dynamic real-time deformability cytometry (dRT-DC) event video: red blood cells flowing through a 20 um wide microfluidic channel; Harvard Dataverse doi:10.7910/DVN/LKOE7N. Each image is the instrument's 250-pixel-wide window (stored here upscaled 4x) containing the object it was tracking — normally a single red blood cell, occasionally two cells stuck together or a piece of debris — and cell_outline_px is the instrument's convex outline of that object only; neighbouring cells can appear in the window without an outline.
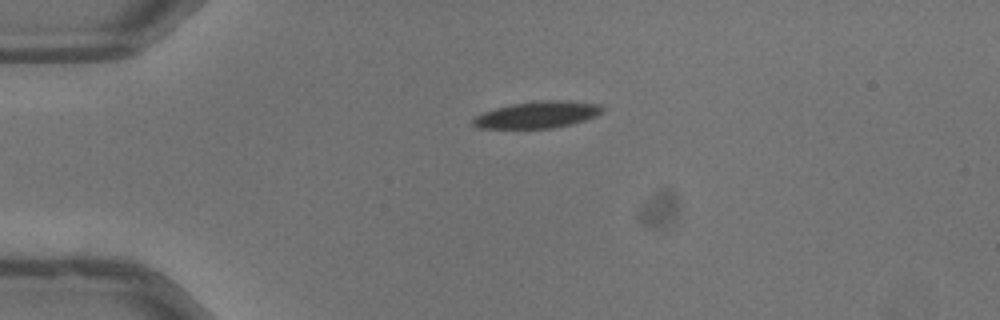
{"species": "common noctule bat (a hibernating species)", "species_latin": "Nyctalus noctula", "temperature_condition": "warm", "stored_images_in_passage": 41, "camera_frame_rate_fps": 3000, "um_per_image_px": 0.085, "animal": {"sex": "male", "body_mass_g": 13.3}, "frame": {"image": 1, "passage_image": 1, "time_ms": 0.0, "image_size_px": [1000, 320], "cell_outline_px": [[604, 108], [596, 116], [572, 124], [552, 128], [476, 128], [472, 124], [472, 120], [476, 116], [484, 112], [496, 108], [512, 104], [544, 100], [568, 100], [600, 104]], "centroid_in_image_um": [45.69, 9.75], "position_along_channel_um": 39.3, "area_um2": 20.06}}
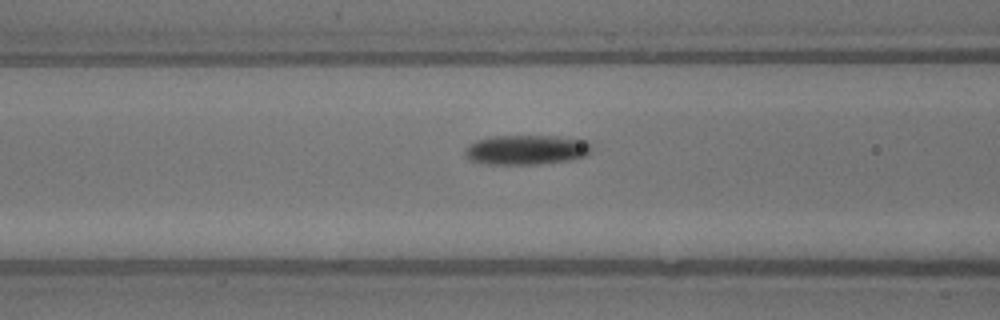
{"frame": {"image": 2, "passage_image": 10, "time_ms": 3.0, "image_size_px": [1000, 320], "cell_outline_px": [[592, 148], [588, 156], [572, 160], [540, 164], [488, 164], [468, 160], [464, 152], [468, 144], [476, 140], [492, 136], [556, 136], [584, 140], [592, 144]], "centroid_in_image_um": [44.76, 12.74], "position_along_channel_um": 121.8, "area_um2": 22.2}}
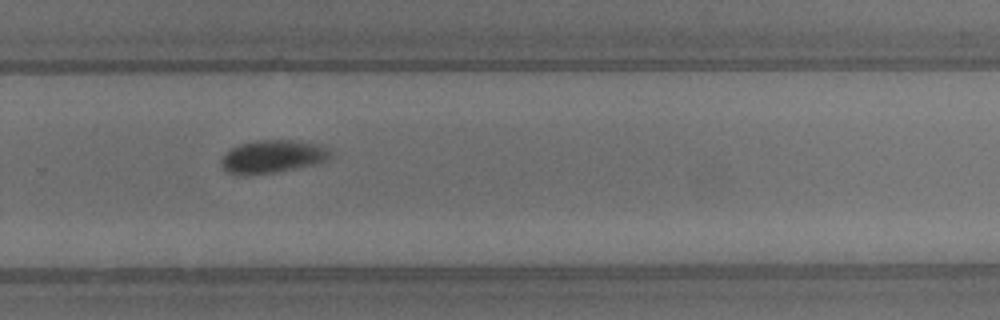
{"frame": {"image": 3, "passage_image": 24, "time_ms": 7.667, "image_size_px": [1000, 320], "cell_outline_px": [[332, 156], [328, 160], [316, 164], [276, 172], [248, 176], [236, 176], [220, 168], [220, 160], [232, 148], [240, 144], [256, 140], [292, 140], [316, 144], [328, 148], [332, 152]], "centroid_in_image_um": [23.14, 13.33], "position_along_channel_um": 306.7, "area_um2": 21.27}, "authors_computed_cell_mechanics": {"area_um2": 20.9236, "velocity_mm_per_s": 3.9773, "shape_relaxation_time_tau1_ms": 9.3273, "shape_relaxation_time_tau2_ms": null, "deformation_change_tau1": 0.1716, "deformation_change_tau2": null}}